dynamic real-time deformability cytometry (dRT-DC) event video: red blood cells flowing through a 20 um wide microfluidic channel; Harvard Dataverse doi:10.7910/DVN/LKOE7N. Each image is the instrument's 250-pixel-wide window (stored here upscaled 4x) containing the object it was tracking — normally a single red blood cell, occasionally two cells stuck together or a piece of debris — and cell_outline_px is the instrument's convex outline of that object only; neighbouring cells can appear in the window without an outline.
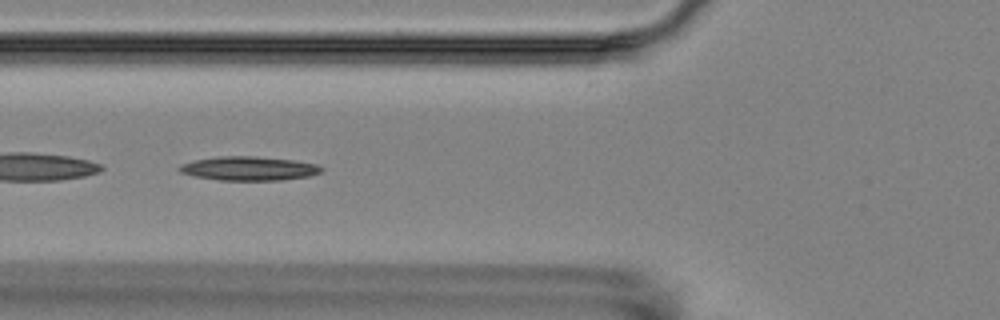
{"species": "Egyptian fruit bat (a non-hibernating species)", "species_latin": "Rousettus aegyptiacus", "temperature_condition": "room temperature", "stored_images_in_passage": 6, "camera_frame_rate_fps": 3000, "um_per_image_px": 0.085, "animal": {"sex": "female"}, "frame": {"image": 1, "passage_image": 5, "time_ms": 5.667, "image_size_px": [1000, 320], "cell_outline_px": [[324, 168], [320, 172], [308, 176], [280, 180], [220, 180], [196, 176], [180, 172], [176, 168], [180, 164], [196, 160], [220, 156], [256, 156], [296, 160], [316, 164]], "centroid_in_image_um": [21.15, 14.31], "position_along_channel_um": 104.6, "area_um2": 19.77}}